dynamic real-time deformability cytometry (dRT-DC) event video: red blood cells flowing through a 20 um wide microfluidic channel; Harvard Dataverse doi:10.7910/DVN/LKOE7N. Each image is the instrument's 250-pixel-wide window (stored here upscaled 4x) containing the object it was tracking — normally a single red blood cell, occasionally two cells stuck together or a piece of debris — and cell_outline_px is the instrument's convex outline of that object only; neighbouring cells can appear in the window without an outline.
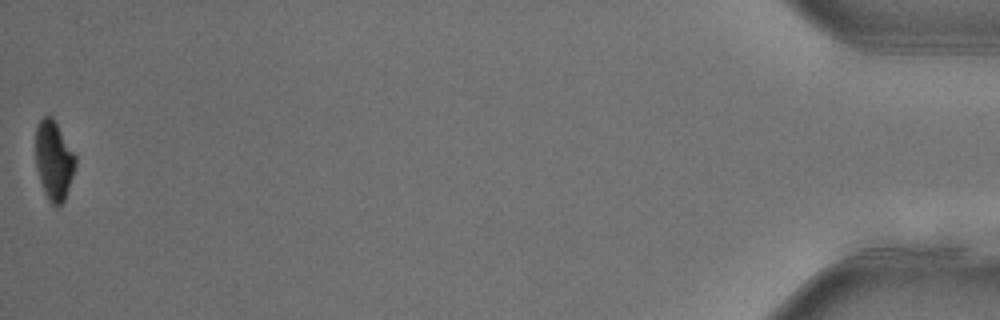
{"species": "common noctule bat (a hibernating species)", "species_latin": "Nyctalus noctula", "temperature_condition": "warm", "stored_images_in_passage": 40, "camera_frame_rate_fps": 3000, "um_per_image_px": 0.085, "animal": {"sex": "female"}, "frame": {"image": 1, "passage_image": 40, "time_ms": 13.0, "image_size_px": [1000, 320], "cell_outline_px": [[76, 164], [64, 200], [56, 208], [48, 200], [44, 192], [36, 168], [36, 124], [44, 116], [52, 116], [76, 156]], "centroid_in_image_um": [4.56, 13.63], "position_along_channel_um": 430.6, "area_um2": 18.21}, "authors_computed_cell_mechanics": {"area_um2": 22.2819, "velocity_mm_per_s": 3.9688, "shape_relaxation_time_tau1_ms": 3.7769, "shape_relaxation_time_tau2_ms": null, "deformation_change_tau1": 0.1305, "deformation_change_tau2": null}}